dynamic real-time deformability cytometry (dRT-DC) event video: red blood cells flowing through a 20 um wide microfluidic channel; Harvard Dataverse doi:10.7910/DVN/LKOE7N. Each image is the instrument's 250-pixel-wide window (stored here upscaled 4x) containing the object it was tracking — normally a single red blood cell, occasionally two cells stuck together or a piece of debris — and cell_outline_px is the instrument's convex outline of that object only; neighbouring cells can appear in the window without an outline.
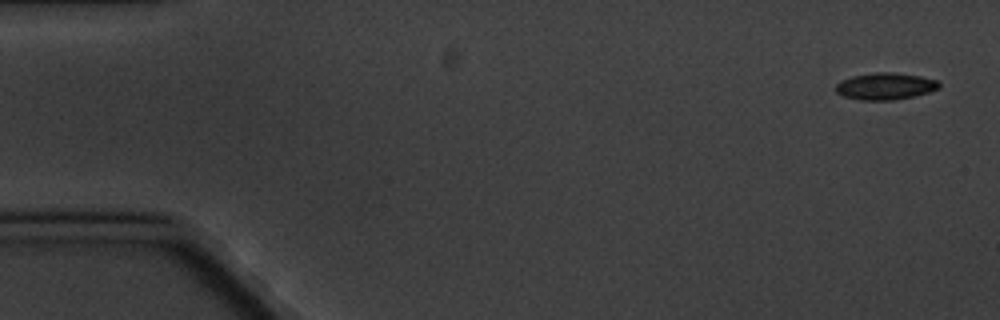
{"species": "common noctule bat (a hibernating species)", "species_latin": "Nyctalus noctula", "temperature_condition": "cold", "stored_images_in_passage": 10, "camera_frame_rate_fps": 3000, "um_per_image_px": 0.085, "animal": {"sex": "male", "body_mass_g": 20.1, "forearm_length_mm": 53.5}, "frame": {"image": 1, "passage_image": 1, "time_ms": 0.0, "image_size_px": [1000, 320], "cell_outline_px": [[940, 88], [928, 92], [912, 96], [892, 100], [860, 100], [844, 96], [836, 92], [836, 84], [840, 80], [852, 76], [876, 72], [892, 72], [920, 76], [936, 80], [940, 84]], "centroid_in_image_um": [75.23, 7.32], "position_along_channel_um": 9.8, "area_um2": 16.07}}
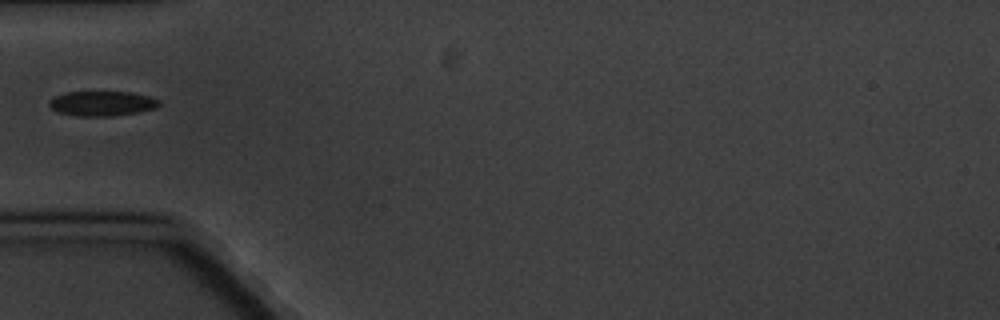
{"frame": {"image": 2, "passage_image": 5, "time_ms": 5.667, "image_size_px": [1000, 320], "cell_outline_px": [[160, 104], [156, 108], [140, 112], [112, 116], [76, 116], [56, 112], [48, 104], [48, 100], [52, 96], [64, 92], [132, 92], [148, 96], [160, 100]], "centroid_in_image_um": [8.64, 8.79], "position_along_channel_um": 76.4, "area_um2": 16.18}}
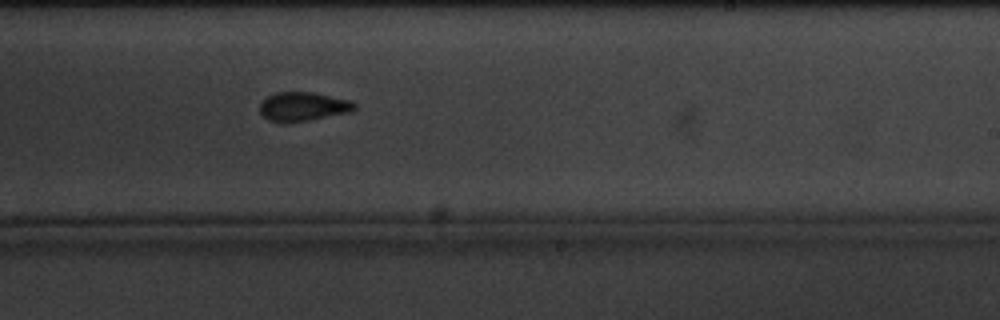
{"frame": {"image": 3, "passage_image": 10, "time_ms": 11.333, "image_size_px": [1000, 320], "cell_outline_px": [[356, 108], [348, 112], [308, 120], [268, 120], [260, 112], [260, 104], [268, 96], [276, 92], [312, 92], [352, 100], [356, 104]], "centroid_in_image_um": [25.8, 9.01], "position_along_channel_um": 263.2, "area_um2": 15.43}}